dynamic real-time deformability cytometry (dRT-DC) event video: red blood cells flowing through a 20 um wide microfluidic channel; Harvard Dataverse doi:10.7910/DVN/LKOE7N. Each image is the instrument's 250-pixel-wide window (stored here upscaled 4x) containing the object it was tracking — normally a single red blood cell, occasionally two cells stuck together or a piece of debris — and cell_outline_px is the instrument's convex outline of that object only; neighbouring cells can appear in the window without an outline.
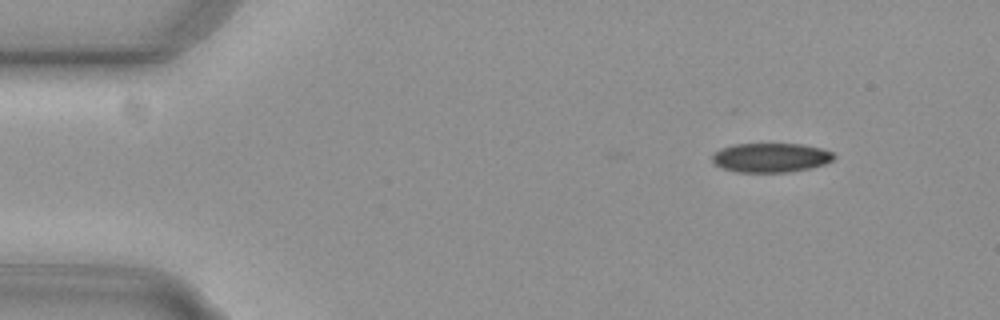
{"species": "common noctule bat (a hibernating species)", "species_latin": "Nyctalus noctula", "temperature_condition": "cold", "stored_images_in_passage": 3, "camera_frame_rate_fps": 3000, "um_per_image_px": 0.085, "animal": {"sex": "female", "body_mass_g": 29.2, "forearm_length_mm": 56.3}, "frame": {"image": 1, "passage_image": 3, "time_ms": 0.667, "image_size_px": [1000, 320], "cell_outline_px": [[836, 156], [832, 160], [824, 164], [808, 168], [788, 172], [736, 172], [724, 168], [716, 164], [712, 160], [712, 152], [720, 148], [736, 144], [804, 144], [820, 148], [832, 152]], "centroid_in_image_um": [65.5, 13.39], "position_along_channel_um": 19.5, "area_um2": 20.69}}